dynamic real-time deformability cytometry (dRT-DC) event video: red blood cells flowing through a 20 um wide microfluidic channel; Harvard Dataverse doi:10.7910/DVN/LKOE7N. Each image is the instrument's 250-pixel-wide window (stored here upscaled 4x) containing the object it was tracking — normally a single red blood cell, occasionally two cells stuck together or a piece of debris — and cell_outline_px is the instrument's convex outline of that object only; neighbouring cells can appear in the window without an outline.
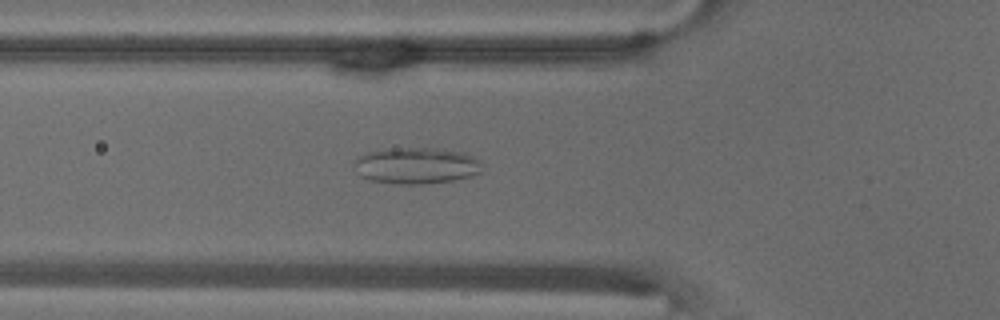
{"species": "common noctule bat (a hibernating species)", "species_latin": "Nyctalus noctula", "temperature_condition": "warm", "stored_images_in_passage": 54, "camera_frame_rate_fps": 3000, "um_per_image_px": 0.085, "animal": {"sex": "male", "body_mass_g": 18.8}, "frame": {"image": 1, "passage_image": 19, "time_ms": 6.0, "image_size_px": [1000, 320], "cell_outline_px": [[480, 172], [472, 176], [452, 180], [424, 184], [392, 184], [372, 180], [360, 176], [352, 164], [360, 156], [368, 152], [384, 148], [440, 148], [464, 152], [480, 160]], "centroid_in_image_um": [35.37, 14.07], "position_along_channel_um": 90.4, "area_um2": 27.28}}
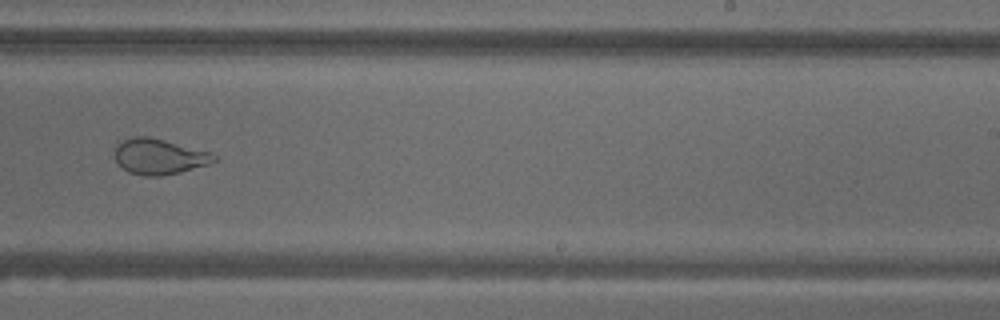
{"frame": {"image": 2, "passage_image": 34, "time_ms": 11.0, "image_size_px": [1000, 320], "cell_outline_px": [[220, 160], [208, 164], [180, 172], [160, 176], [144, 176], [128, 172], [116, 160], [116, 144], [120, 140], [132, 136], [148, 136], [212, 152]], "centroid_in_image_um": [13.55, 13.3], "position_along_channel_um": 275.5, "area_um2": 20.63}}
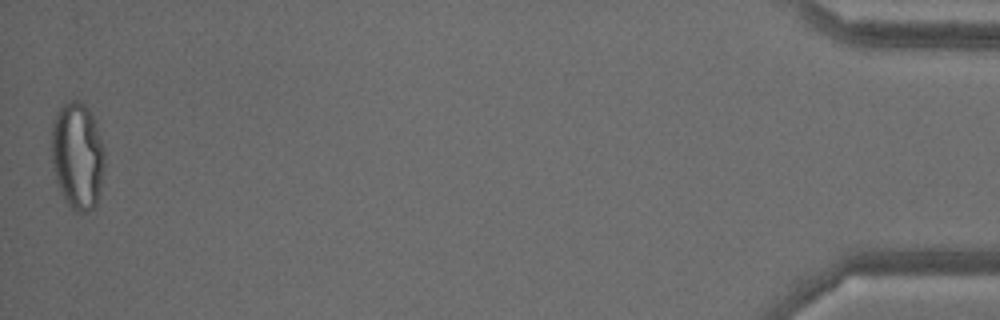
{"frame": {"image": 3, "passage_image": 54, "time_ms": 17.667, "image_size_px": [1000, 320], "cell_outline_px": [[104, 168], [100, 192], [96, 204], [92, 208], [84, 212], [76, 212], [64, 200], [56, 180], [52, 168], [52, 120], [60, 108], [68, 100], [80, 100], [92, 112], [104, 148]], "centroid_in_image_um": [6.58, 13.22], "position_along_channel_um": 428.6, "area_um2": 33.41}, "authors_computed_cell_mechanics": {"area_um2": 28.6688, "velocity_mm_per_s": 3.6903, "shape_relaxation_time_tau1_ms": null, "shape_relaxation_time_tau2_ms": 1.1741, "deformation_change_tau1": null, "deformation_change_tau2": 0.0827}}